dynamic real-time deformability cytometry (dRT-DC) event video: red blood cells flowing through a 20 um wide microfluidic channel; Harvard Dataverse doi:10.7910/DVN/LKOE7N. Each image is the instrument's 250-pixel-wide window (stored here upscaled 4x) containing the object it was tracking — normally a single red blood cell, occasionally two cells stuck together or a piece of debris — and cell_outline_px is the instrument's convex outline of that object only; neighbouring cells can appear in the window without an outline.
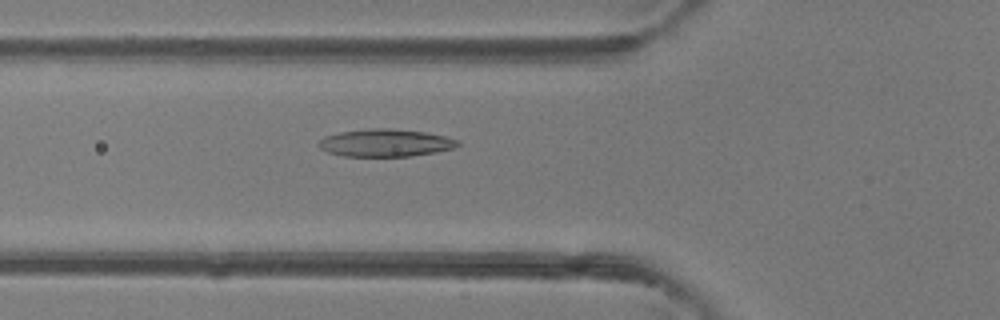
{"species": "common noctule bat (a hibernating species)", "species_latin": "Nyctalus noctula", "temperature_condition": "room temperature", "stored_images_in_passage": 46, "camera_frame_rate_fps": 3000, "um_per_image_px": 0.085, "animal": {"sex": "female"}, "frame": {"image": 1, "passage_image": 15, "time_ms": 4.667, "image_size_px": [1000, 320], "cell_outline_px": [[460, 144], [452, 148], [436, 152], [408, 156], [344, 156], [328, 152], [320, 148], [316, 144], [324, 136], [340, 132], [368, 128], [388, 128], [424, 132], [444, 136], [460, 140]], "centroid_in_image_um": [32.73, 12.14], "position_along_channel_um": 93.1, "area_um2": 22.25}}
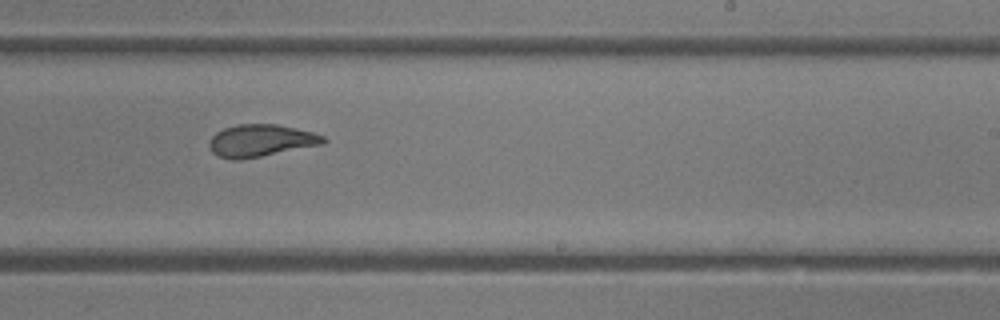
{"frame": {"image": 2, "passage_image": 27, "time_ms": 8.667, "image_size_px": [1000, 320], "cell_outline_px": [[328, 140], [324, 144], [240, 160], [232, 160], [220, 156], [212, 152], [208, 144], [208, 140], [216, 132], [224, 128], [240, 124], [276, 124], [312, 132], [324, 136]], "centroid_in_image_um": [22.16, 11.95], "position_along_channel_um": 266.8, "area_um2": 21.39}}
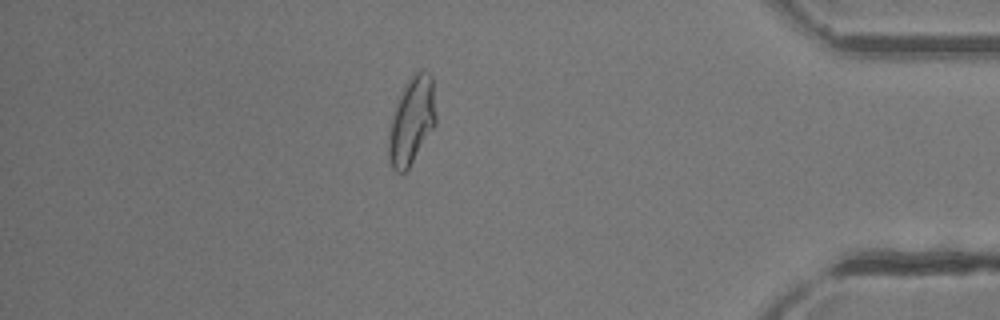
{"frame": {"image": 3, "passage_image": 39, "time_ms": 12.667, "image_size_px": [1000, 320], "cell_outline_px": [[436, 124], [408, 168], [404, 172], [396, 172], [392, 168], [388, 156], [388, 136], [392, 116], [400, 92], [408, 80], [420, 68], [424, 68], [432, 76], [436, 116]], "centroid_in_image_um": [34.99, 10.23], "position_along_channel_um": 400.2, "area_um2": 24.04}}